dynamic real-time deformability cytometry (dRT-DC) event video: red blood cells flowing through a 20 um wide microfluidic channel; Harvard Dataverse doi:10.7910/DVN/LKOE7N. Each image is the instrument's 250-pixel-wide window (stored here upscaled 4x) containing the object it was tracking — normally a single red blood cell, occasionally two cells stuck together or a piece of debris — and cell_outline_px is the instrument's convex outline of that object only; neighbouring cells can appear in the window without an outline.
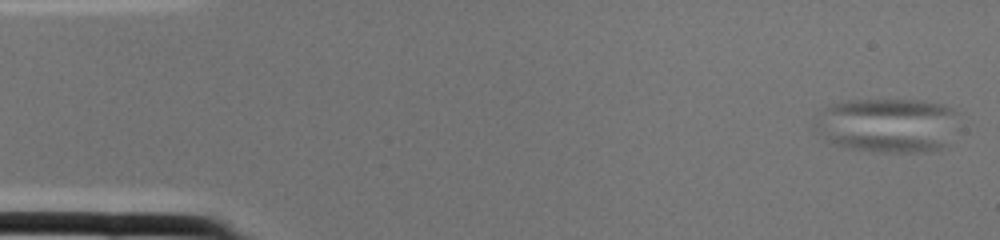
{"species": "common noctule bat (a hibernating species)", "species_latin": "Nyctalus noctula", "temperature_condition": "cold", "stored_images_in_passage": 2, "camera_frame_rate_fps": 3000, "um_per_image_px": 0.085, "animal": {"sex": "female", "body_mass_g": 22.0, "forearm_length_mm": 56.7}, "frame": {"image": 1, "passage_image": 1, "time_ms": 0.0, "image_size_px": [1000, 240], "cell_outline_px": [[960, 112], [944, 148], [932, 152], [880, 152], [848, 148], [832, 144], [816, 132], [812, 128], [820, 112], [824, 108], [832, 104], [848, 100], [924, 100], [944, 104]], "centroid_in_image_um": [75.43, 10.64], "position_along_channel_um": 9.6, "area_um2": 46.24}}